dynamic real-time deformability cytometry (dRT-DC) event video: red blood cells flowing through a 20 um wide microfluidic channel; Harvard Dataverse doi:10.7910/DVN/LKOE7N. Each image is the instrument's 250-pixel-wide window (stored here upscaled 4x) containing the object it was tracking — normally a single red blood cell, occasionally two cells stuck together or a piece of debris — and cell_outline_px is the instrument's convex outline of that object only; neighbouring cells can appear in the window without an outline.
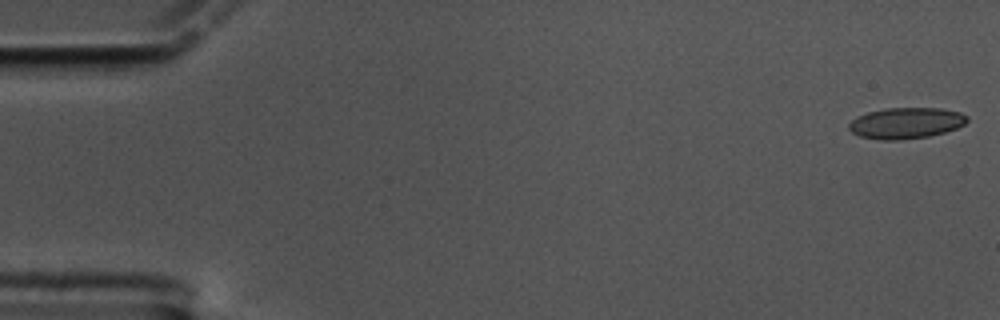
{"species": "common noctule bat (a hibernating species)", "species_latin": "Nyctalus noctula", "temperature_condition": "cold", "stored_images_in_passage": 13, "camera_frame_rate_fps": 3000, "um_per_image_px": 0.085, "animal": {"sex": "male", "body_mass_g": 17.5, "forearm_length_mm": 52.3}, "frame": {"image": 1, "passage_image": 1, "time_ms": 0.0, "image_size_px": [1000, 320], "cell_outline_px": [[968, 120], [964, 124], [956, 128], [944, 132], [928, 136], [900, 140], [880, 140], [860, 136], [852, 132], [848, 128], [848, 124], [856, 116], [868, 112], [884, 108], [940, 108], [960, 112], [968, 116]], "centroid_in_image_um": [76.99, 10.45], "position_along_channel_um": 8.0, "area_um2": 21.44}}